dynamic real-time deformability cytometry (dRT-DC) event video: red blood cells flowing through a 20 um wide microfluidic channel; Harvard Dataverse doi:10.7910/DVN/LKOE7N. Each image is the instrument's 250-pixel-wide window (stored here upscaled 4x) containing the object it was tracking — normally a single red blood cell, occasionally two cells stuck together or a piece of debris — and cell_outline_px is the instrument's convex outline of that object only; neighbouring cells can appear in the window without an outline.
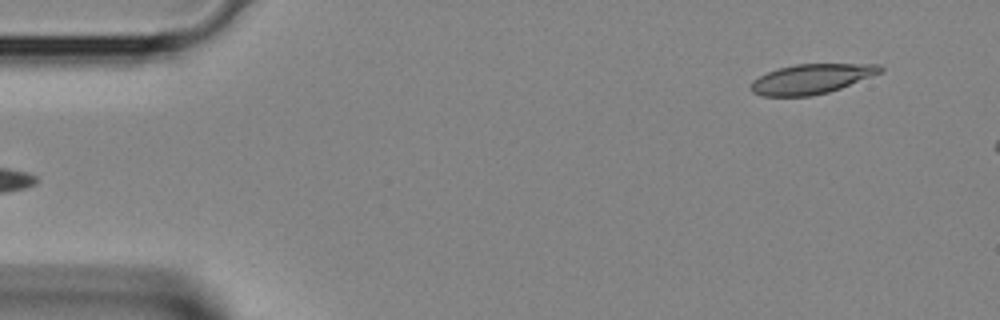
{"species": "Egyptian fruit bat (a non-hibernating species)", "species_latin": "Rousettus aegyptiacus", "temperature_condition": "room temperature", "stored_images_in_passage": 3, "segment_of_instrument_passage": [2, 2], "camera_frame_rate_fps": 3000, "um_per_image_px": 0.085, "animal": {"sex": "female"}, "frame": {"image": 1, "passage_image": 3, "time_ms": 0.667, "image_size_px": [1000, 320], "cell_outline_px": [[884, 72], [840, 88], [828, 92], [812, 96], [760, 96], [752, 92], [748, 88], [752, 80], [776, 68], [796, 64], [880, 64], [884, 68]], "centroid_in_image_um": [68.96, 6.71], "position_along_channel_um": 16.0, "area_um2": 22.66}}